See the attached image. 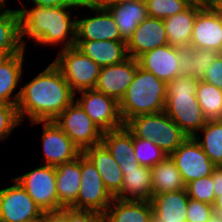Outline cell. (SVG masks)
I'll return each mask as SVG.
<instances>
[{
  "instance_id": "cell-1",
  "label": "cell",
  "mask_w": 222,
  "mask_h": 222,
  "mask_svg": "<svg viewBox=\"0 0 222 222\" xmlns=\"http://www.w3.org/2000/svg\"><path fill=\"white\" fill-rule=\"evenodd\" d=\"M24 86H20L17 112L21 122L52 121L75 100V93L61 70L50 63Z\"/></svg>"
},
{
  "instance_id": "cell-2",
  "label": "cell",
  "mask_w": 222,
  "mask_h": 222,
  "mask_svg": "<svg viewBox=\"0 0 222 222\" xmlns=\"http://www.w3.org/2000/svg\"><path fill=\"white\" fill-rule=\"evenodd\" d=\"M19 3L21 8L15 10L20 14L21 39L25 49L27 39L46 47L62 45L60 50L75 46L77 16H72V9L75 11L79 6L26 8V3L21 0Z\"/></svg>"
},
{
  "instance_id": "cell-3",
  "label": "cell",
  "mask_w": 222,
  "mask_h": 222,
  "mask_svg": "<svg viewBox=\"0 0 222 222\" xmlns=\"http://www.w3.org/2000/svg\"><path fill=\"white\" fill-rule=\"evenodd\" d=\"M198 80L178 76L167 83L164 112L189 137H194L206 124L196 98Z\"/></svg>"
},
{
  "instance_id": "cell-4",
  "label": "cell",
  "mask_w": 222,
  "mask_h": 222,
  "mask_svg": "<svg viewBox=\"0 0 222 222\" xmlns=\"http://www.w3.org/2000/svg\"><path fill=\"white\" fill-rule=\"evenodd\" d=\"M166 89V82L138 66L134 80L119 102L124 124L138 115L163 112Z\"/></svg>"
},
{
  "instance_id": "cell-5",
  "label": "cell",
  "mask_w": 222,
  "mask_h": 222,
  "mask_svg": "<svg viewBox=\"0 0 222 222\" xmlns=\"http://www.w3.org/2000/svg\"><path fill=\"white\" fill-rule=\"evenodd\" d=\"M126 128L136 137L151 139L170 156L189 136L163 111L129 119Z\"/></svg>"
},
{
  "instance_id": "cell-6",
  "label": "cell",
  "mask_w": 222,
  "mask_h": 222,
  "mask_svg": "<svg viewBox=\"0 0 222 222\" xmlns=\"http://www.w3.org/2000/svg\"><path fill=\"white\" fill-rule=\"evenodd\" d=\"M53 63L61 70L74 93L95 89L101 66L75 46L60 50Z\"/></svg>"
},
{
  "instance_id": "cell-7",
  "label": "cell",
  "mask_w": 222,
  "mask_h": 222,
  "mask_svg": "<svg viewBox=\"0 0 222 222\" xmlns=\"http://www.w3.org/2000/svg\"><path fill=\"white\" fill-rule=\"evenodd\" d=\"M80 171L79 194L71 208L103 215L114 197L105 188L100 173L84 153L80 155Z\"/></svg>"
},
{
  "instance_id": "cell-8",
  "label": "cell",
  "mask_w": 222,
  "mask_h": 222,
  "mask_svg": "<svg viewBox=\"0 0 222 222\" xmlns=\"http://www.w3.org/2000/svg\"><path fill=\"white\" fill-rule=\"evenodd\" d=\"M54 121L82 152L102 141L104 132L75 100Z\"/></svg>"
},
{
  "instance_id": "cell-9",
  "label": "cell",
  "mask_w": 222,
  "mask_h": 222,
  "mask_svg": "<svg viewBox=\"0 0 222 222\" xmlns=\"http://www.w3.org/2000/svg\"><path fill=\"white\" fill-rule=\"evenodd\" d=\"M13 179L26 190L42 211L63 208L57 197L55 166L40 164Z\"/></svg>"
},
{
  "instance_id": "cell-10",
  "label": "cell",
  "mask_w": 222,
  "mask_h": 222,
  "mask_svg": "<svg viewBox=\"0 0 222 222\" xmlns=\"http://www.w3.org/2000/svg\"><path fill=\"white\" fill-rule=\"evenodd\" d=\"M75 101L103 132L125 126L120 114L119 102L114 98L90 89L75 93Z\"/></svg>"
},
{
  "instance_id": "cell-11",
  "label": "cell",
  "mask_w": 222,
  "mask_h": 222,
  "mask_svg": "<svg viewBox=\"0 0 222 222\" xmlns=\"http://www.w3.org/2000/svg\"><path fill=\"white\" fill-rule=\"evenodd\" d=\"M80 8L95 13L79 19L77 15L76 40H123L113 16L105 7L94 0H82Z\"/></svg>"
},
{
  "instance_id": "cell-12",
  "label": "cell",
  "mask_w": 222,
  "mask_h": 222,
  "mask_svg": "<svg viewBox=\"0 0 222 222\" xmlns=\"http://www.w3.org/2000/svg\"><path fill=\"white\" fill-rule=\"evenodd\" d=\"M0 189V222H38L43 211L15 180Z\"/></svg>"
},
{
  "instance_id": "cell-13",
  "label": "cell",
  "mask_w": 222,
  "mask_h": 222,
  "mask_svg": "<svg viewBox=\"0 0 222 222\" xmlns=\"http://www.w3.org/2000/svg\"><path fill=\"white\" fill-rule=\"evenodd\" d=\"M32 126L42 124L43 134L42 150L44 161L42 164L57 166L58 164L68 163L77 159L83 152L72 140L52 121H34L29 123Z\"/></svg>"
},
{
  "instance_id": "cell-14",
  "label": "cell",
  "mask_w": 222,
  "mask_h": 222,
  "mask_svg": "<svg viewBox=\"0 0 222 222\" xmlns=\"http://www.w3.org/2000/svg\"><path fill=\"white\" fill-rule=\"evenodd\" d=\"M185 184L213 174L217 167L194 137H188L171 155Z\"/></svg>"
},
{
  "instance_id": "cell-15",
  "label": "cell",
  "mask_w": 222,
  "mask_h": 222,
  "mask_svg": "<svg viewBox=\"0 0 222 222\" xmlns=\"http://www.w3.org/2000/svg\"><path fill=\"white\" fill-rule=\"evenodd\" d=\"M138 66L137 59L128 57L121 63L102 67L95 90L120 102L134 80Z\"/></svg>"
},
{
  "instance_id": "cell-16",
  "label": "cell",
  "mask_w": 222,
  "mask_h": 222,
  "mask_svg": "<svg viewBox=\"0 0 222 222\" xmlns=\"http://www.w3.org/2000/svg\"><path fill=\"white\" fill-rule=\"evenodd\" d=\"M168 44L163 19L148 16L127 41L128 57L137 59L143 53Z\"/></svg>"
},
{
  "instance_id": "cell-17",
  "label": "cell",
  "mask_w": 222,
  "mask_h": 222,
  "mask_svg": "<svg viewBox=\"0 0 222 222\" xmlns=\"http://www.w3.org/2000/svg\"><path fill=\"white\" fill-rule=\"evenodd\" d=\"M190 45L218 51L222 46V18L207 4L197 13Z\"/></svg>"
},
{
  "instance_id": "cell-18",
  "label": "cell",
  "mask_w": 222,
  "mask_h": 222,
  "mask_svg": "<svg viewBox=\"0 0 222 222\" xmlns=\"http://www.w3.org/2000/svg\"><path fill=\"white\" fill-rule=\"evenodd\" d=\"M139 66L168 83L180 76L178 48L170 44L147 51L137 58Z\"/></svg>"
},
{
  "instance_id": "cell-19",
  "label": "cell",
  "mask_w": 222,
  "mask_h": 222,
  "mask_svg": "<svg viewBox=\"0 0 222 222\" xmlns=\"http://www.w3.org/2000/svg\"><path fill=\"white\" fill-rule=\"evenodd\" d=\"M25 51L27 50L24 49L20 53L0 59V103L12 105L18 103L21 91V89L18 90V87L24 81L22 74L23 63L26 61Z\"/></svg>"
},
{
  "instance_id": "cell-20",
  "label": "cell",
  "mask_w": 222,
  "mask_h": 222,
  "mask_svg": "<svg viewBox=\"0 0 222 222\" xmlns=\"http://www.w3.org/2000/svg\"><path fill=\"white\" fill-rule=\"evenodd\" d=\"M83 153L95 165L105 188L115 197L121 191L124 179L117 161L102 143L86 148Z\"/></svg>"
},
{
  "instance_id": "cell-21",
  "label": "cell",
  "mask_w": 222,
  "mask_h": 222,
  "mask_svg": "<svg viewBox=\"0 0 222 222\" xmlns=\"http://www.w3.org/2000/svg\"><path fill=\"white\" fill-rule=\"evenodd\" d=\"M75 47L101 67L118 64L128 58L124 40H76Z\"/></svg>"
},
{
  "instance_id": "cell-22",
  "label": "cell",
  "mask_w": 222,
  "mask_h": 222,
  "mask_svg": "<svg viewBox=\"0 0 222 222\" xmlns=\"http://www.w3.org/2000/svg\"><path fill=\"white\" fill-rule=\"evenodd\" d=\"M205 4L193 1L182 12L163 19L168 44L174 47L190 45L197 13Z\"/></svg>"
},
{
  "instance_id": "cell-23",
  "label": "cell",
  "mask_w": 222,
  "mask_h": 222,
  "mask_svg": "<svg viewBox=\"0 0 222 222\" xmlns=\"http://www.w3.org/2000/svg\"><path fill=\"white\" fill-rule=\"evenodd\" d=\"M189 197L186 189L153 195L150 202L155 221L187 222Z\"/></svg>"
},
{
  "instance_id": "cell-24",
  "label": "cell",
  "mask_w": 222,
  "mask_h": 222,
  "mask_svg": "<svg viewBox=\"0 0 222 222\" xmlns=\"http://www.w3.org/2000/svg\"><path fill=\"white\" fill-rule=\"evenodd\" d=\"M101 143L108 149L121 169L141 166L134 155V135L126 126L105 131Z\"/></svg>"
},
{
  "instance_id": "cell-25",
  "label": "cell",
  "mask_w": 222,
  "mask_h": 222,
  "mask_svg": "<svg viewBox=\"0 0 222 222\" xmlns=\"http://www.w3.org/2000/svg\"><path fill=\"white\" fill-rule=\"evenodd\" d=\"M150 201L121 200L114 197L105 213L103 222H153Z\"/></svg>"
},
{
  "instance_id": "cell-26",
  "label": "cell",
  "mask_w": 222,
  "mask_h": 222,
  "mask_svg": "<svg viewBox=\"0 0 222 222\" xmlns=\"http://www.w3.org/2000/svg\"><path fill=\"white\" fill-rule=\"evenodd\" d=\"M101 6L111 13L118 26L120 36L126 43L138 25L148 17L145 1H128Z\"/></svg>"
},
{
  "instance_id": "cell-27",
  "label": "cell",
  "mask_w": 222,
  "mask_h": 222,
  "mask_svg": "<svg viewBox=\"0 0 222 222\" xmlns=\"http://www.w3.org/2000/svg\"><path fill=\"white\" fill-rule=\"evenodd\" d=\"M124 175L121 191L115 196L121 200L150 201L153 197L151 168L121 169Z\"/></svg>"
},
{
  "instance_id": "cell-28",
  "label": "cell",
  "mask_w": 222,
  "mask_h": 222,
  "mask_svg": "<svg viewBox=\"0 0 222 222\" xmlns=\"http://www.w3.org/2000/svg\"><path fill=\"white\" fill-rule=\"evenodd\" d=\"M56 191L59 203L71 207L80 189V156L74 161L55 166Z\"/></svg>"
},
{
  "instance_id": "cell-29",
  "label": "cell",
  "mask_w": 222,
  "mask_h": 222,
  "mask_svg": "<svg viewBox=\"0 0 222 222\" xmlns=\"http://www.w3.org/2000/svg\"><path fill=\"white\" fill-rule=\"evenodd\" d=\"M20 14L14 9H0V59L23 51Z\"/></svg>"
},
{
  "instance_id": "cell-30",
  "label": "cell",
  "mask_w": 222,
  "mask_h": 222,
  "mask_svg": "<svg viewBox=\"0 0 222 222\" xmlns=\"http://www.w3.org/2000/svg\"><path fill=\"white\" fill-rule=\"evenodd\" d=\"M179 70L182 76L201 80L209 66L218 56L216 50L197 49L192 45L179 46Z\"/></svg>"
},
{
  "instance_id": "cell-31",
  "label": "cell",
  "mask_w": 222,
  "mask_h": 222,
  "mask_svg": "<svg viewBox=\"0 0 222 222\" xmlns=\"http://www.w3.org/2000/svg\"><path fill=\"white\" fill-rule=\"evenodd\" d=\"M153 195L186 189L175 162L170 156L151 167Z\"/></svg>"
},
{
  "instance_id": "cell-32",
  "label": "cell",
  "mask_w": 222,
  "mask_h": 222,
  "mask_svg": "<svg viewBox=\"0 0 222 222\" xmlns=\"http://www.w3.org/2000/svg\"><path fill=\"white\" fill-rule=\"evenodd\" d=\"M194 138L209 159L222 166V120L207 121Z\"/></svg>"
},
{
  "instance_id": "cell-33",
  "label": "cell",
  "mask_w": 222,
  "mask_h": 222,
  "mask_svg": "<svg viewBox=\"0 0 222 222\" xmlns=\"http://www.w3.org/2000/svg\"><path fill=\"white\" fill-rule=\"evenodd\" d=\"M196 98L207 121L222 120V89L198 80Z\"/></svg>"
},
{
  "instance_id": "cell-34",
  "label": "cell",
  "mask_w": 222,
  "mask_h": 222,
  "mask_svg": "<svg viewBox=\"0 0 222 222\" xmlns=\"http://www.w3.org/2000/svg\"><path fill=\"white\" fill-rule=\"evenodd\" d=\"M134 155L141 166L153 167L163 161L167 154L151 139L134 136Z\"/></svg>"
},
{
  "instance_id": "cell-35",
  "label": "cell",
  "mask_w": 222,
  "mask_h": 222,
  "mask_svg": "<svg viewBox=\"0 0 222 222\" xmlns=\"http://www.w3.org/2000/svg\"><path fill=\"white\" fill-rule=\"evenodd\" d=\"M150 17L166 19L185 10L193 0H146Z\"/></svg>"
},
{
  "instance_id": "cell-36",
  "label": "cell",
  "mask_w": 222,
  "mask_h": 222,
  "mask_svg": "<svg viewBox=\"0 0 222 222\" xmlns=\"http://www.w3.org/2000/svg\"><path fill=\"white\" fill-rule=\"evenodd\" d=\"M212 175L199 178L186 184V191L190 199L213 205L215 195L213 190Z\"/></svg>"
},
{
  "instance_id": "cell-37",
  "label": "cell",
  "mask_w": 222,
  "mask_h": 222,
  "mask_svg": "<svg viewBox=\"0 0 222 222\" xmlns=\"http://www.w3.org/2000/svg\"><path fill=\"white\" fill-rule=\"evenodd\" d=\"M17 112V106L0 103V141H5L12 131L21 125Z\"/></svg>"
},
{
  "instance_id": "cell-38",
  "label": "cell",
  "mask_w": 222,
  "mask_h": 222,
  "mask_svg": "<svg viewBox=\"0 0 222 222\" xmlns=\"http://www.w3.org/2000/svg\"><path fill=\"white\" fill-rule=\"evenodd\" d=\"M213 215V205L189 198L186 215L187 222H208Z\"/></svg>"
},
{
  "instance_id": "cell-39",
  "label": "cell",
  "mask_w": 222,
  "mask_h": 222,
  "mask_svg": "<svg viewBox=\"0 0 222 222\" xmlns=\"http://www.w3.org/2000/svg\"><path fill=\"white\" fill-rule=\"evenodd\" d=\"M201 80L222 89V59L220 57H216Z\"/></svg>"
},
{
  "instance_id": "cell-40",
  "label": "cell",
  "mask_w": 222,
  "mask_h": 222,
  "mask_svg": "<svg viewBox=\"0 0 222 222\" xmlns=\"http://www.w3.org/2000/svg\"><path fill=\"white\" fill-rule=\"evenodd\" d=\"M68 222H102V215L94 211L68 207Z\"/></svg>"
},
{
  "instance_id": "cell-41",
  "label": "cell",
  "mask_w": 222,
  "mask_h": 222,
  "mask_svg": "<svg viewBox=\"0 0 222 222\" xmlns=\"http://www.w3.org/2000/svg\"><path fill=\"white\" fill-rule=\"evenodd\" d=\"M38 222H68V207L57 210L43 211Z\"/></svg>"
},
{
  "instance_id": "cell-42",
  "label": "cell",
  "mask_w": 222,
  "mask_h": 222,
  "mask_svg": "<svg viewBox=\"0 0 222 222\" xmlns=\"http://www.w3.org/2000/svg\"><path fill=\"white\" fill-rule=\"evenodd\" d=\"M82 0H30L33 6L62 7L79 6Z\"/></svg>"
},
{
  "instance_id": "cell-43",
  "label": "cell",
  "mask_w": 222,
  "mask_h": 222,
  "mask_svg": "<svg viewBox=\"0 0 222 222\" xmlns=\"http://www.w3.org/2000/svg\"><path fill=\"white\" fill-rule=\"evenodd\" d=\"M213 190L215 198L218 197V192H222V166H217L212 174Z\"/></svg>"
},
{
  "instance_id": "cell-44",
  "label": "cell",
  "mask_w": 222,
  "mask_h": 222,
  "mask_svg": "<svg viewBox=\"0 0 222 222\" xmlns=\"http://www.w3.org/2000/svg\"><path fill=\"white\" fill-rule=\"evenodd\" d=\"M206 4L222 18V0H208Z\"/></svg>"
},
{
  "instance_id": "cell-45",
  "label": "cell",
  "mask_w": 222,
  "mask_h": 222,
  "mask_svg": "<svg viewBox=\"0 0 222 222\" xmlns=\"http://www.w3.org/2000/svg\"><path fill=\"white\" fill-rule=\"evenodd\" d=\"M213 212L215 215L222 217V192H218L213 204Z\"/></svg>"
},
{
  "instance_id": "cell-46",
  "label": "cell",
  "mask_w": 222,
  "mask_h": 222,
  "mask_svg": "<svg viewBox=\"0 0 222 222\" xmlns=\"http://www.w3.org/2000/svg\"><path fill=\"white\" fill-rule=\"evenodd\" d=\"M99 5H111V4H119L122 2H131V1H146V0H94Z\"/></svg>"
},
{
  "instance_id": "cell-47",
  "label": "cell",
  "mask_w": 222,
  "mask_h": 222,
  "mask_svg": "<svg viewBox=\"0 0 222 222\" xmlns=\"http://www.w3.org/2000/svg\"><path fill=\"white\" fill-rule=\"evenodd\" d=\"M208 222H222V217L214 214Z\"/></svg>"
},
{
  "instance_id": "cell-48",
  "label": "cell",
  "mask_w": 222,
  "mask_h": 222,
  "mask_svg": "<svg viewBox=\"0 0 222 222\" xmlns=\"http://www.w3.org/2000/svg\"><path fill=\"white\" fill-rule=\"evenodd\" d=\"M6 2H7V0H0V9H6L7 8Z\"/></svg>"
},
{
  "instance_id": "cell-49",
  "label": "cell",
  "mask_w": 222,
  "mask_h": 222,
  "mask_svg": "<svg viewBox=\"0 0 222 222\" xmlns=\"http://www.w3.org/2000/svg\"><path fill=\"white\" fill-rule=\"evenodd\" d=\"M217 52H218V57L222 59V46Z\"/></svg>"
},
{
  "instance_id": "cell-50",
  "label": "cell",
  "mask_w": 222,
  "mask_h": 222,
  "mask_svg": "<svg viewBox=\"0 0 222 222\" xmlns=\"http://www.w3.org/2000/svg\"><path fill=\"white\" fill-rule=\"evenodd\" d=\"M193 1H200L206 3L208 0H193Z\"/></svg>"
}]
</instances>
